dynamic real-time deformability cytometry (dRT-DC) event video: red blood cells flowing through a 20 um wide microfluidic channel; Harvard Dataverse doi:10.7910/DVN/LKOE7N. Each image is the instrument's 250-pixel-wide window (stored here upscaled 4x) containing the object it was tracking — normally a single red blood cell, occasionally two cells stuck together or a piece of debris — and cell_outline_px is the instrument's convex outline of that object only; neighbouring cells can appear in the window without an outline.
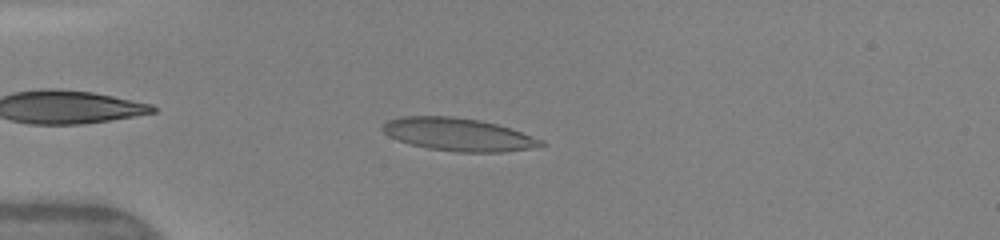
{"species": "human", "species_latin": "Homo sapiens", "temperature_condition": "warm", "stored_images_in_passage": 41, "camera_frame_rate_fps": 3000, "um_per_image_px": 0.085, "donor": {"sex": "female"}, "frame": {"image": 1, "passage_image": 6, "time_ms": 1.667, "image_size_px": [1000, 240], "cell_outline_px": [[548, 144], [528, 148], [504, 152], [460, 152], [428, 148], [412, 144], [388, 136], [380, 128], [388, 120], [400, 116], [452, 116], [480, 120], [496, 124], [544, 140]], "centroid_in_image_um": [38.94, 11.42], "position_along_channel_um": 46.1, "area_um2": 30.06}}
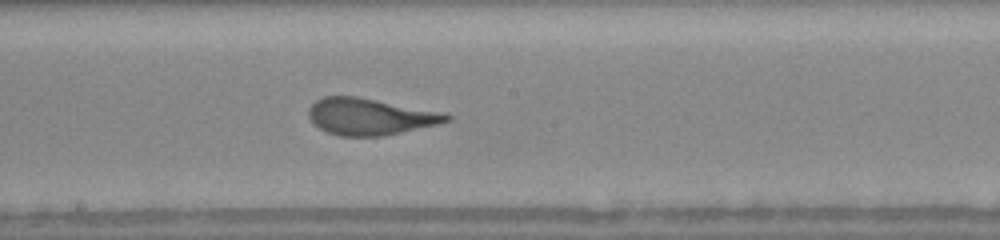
{"frame": {"image": 2, "passage_image": 20, "time_ms": 6.333, "image_size_px": [1000, 240], "cell_outline_px": [[452, 120], [436, 124], [384, 136], [340, 136], [328, 132], [320, 128], [308, 116], [308, 108], [316, 100], [324, 96], [356, 96], [440, 112], [452, 116]], "centroid_in_image_um": [31.41, 9.91], "position_along_channel_um": 216.8, "area_um2": 29.02}}
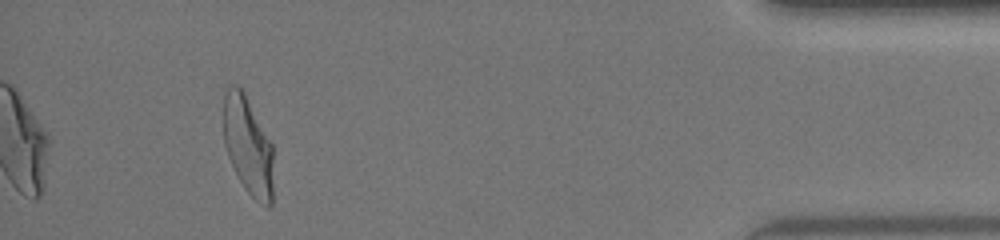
{"frame": {"image": 3, "passage_image": 38, "time_ms": 12.333, "image_size_px": [1000, 240], "cell_outline_px": [[272, 204], [268, 208], [260, 204], [244, 188], [228, 156], [224, 144], [224, 88], [228, 84], [236, 84], [244, 92], [272, 144]], "centroid_in_image_um": [21.07, 12.36], "position_along_channel_um": 414.1, "area_um2": 28.44}, "authors_computed_cell_mechanics": {"area_um2": 29.0734, "velocity_mm_per_s": 4.1618, "shape_relaxation_time_tau1_ms": 3.3659, "shape_relaxation_time_tau2_ms": 0.6709, "deformation_change_tau1": 0.2164, "deformation_change_tau2": 0.0982}}